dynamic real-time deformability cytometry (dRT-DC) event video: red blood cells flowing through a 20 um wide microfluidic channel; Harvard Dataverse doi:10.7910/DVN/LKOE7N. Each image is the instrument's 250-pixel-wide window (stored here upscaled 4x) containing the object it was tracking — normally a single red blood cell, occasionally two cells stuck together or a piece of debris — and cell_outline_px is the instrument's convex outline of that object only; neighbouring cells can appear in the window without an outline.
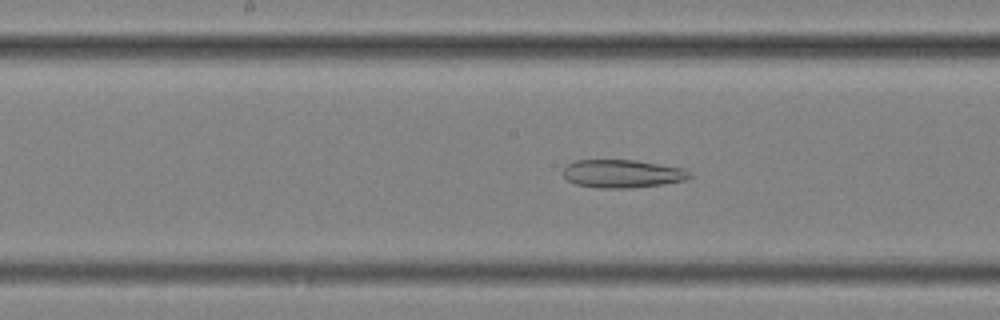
{"species": "common noctule bat (a hibernating species)", "species_latin": "Nyctalus noctula", "temperature_condition": "cold", "stored_images_in_passage": 56, "camera_frame_rate_fps": 3000, "um_per_image_px": 0.085, "animal": {"sex": "female", "body_mass_g": 25.1}, "frame": {"image": 1, "passage_image": 29, "time_ms": 9.333, "image_size_px": [1000, 320], "cell_outline_px": [[692, 176], [684, 180], [664, 184], [632, 188], [600, 188], [576, 184], [568, 180], [564, 176], [564, 168], [568, 164], [576, 160], [636, 160], [684, 168]], "centroid_in_image_um": [52.91, 14.76], "position_along_channel_um": 195.3, "area_um2": 20.63}}
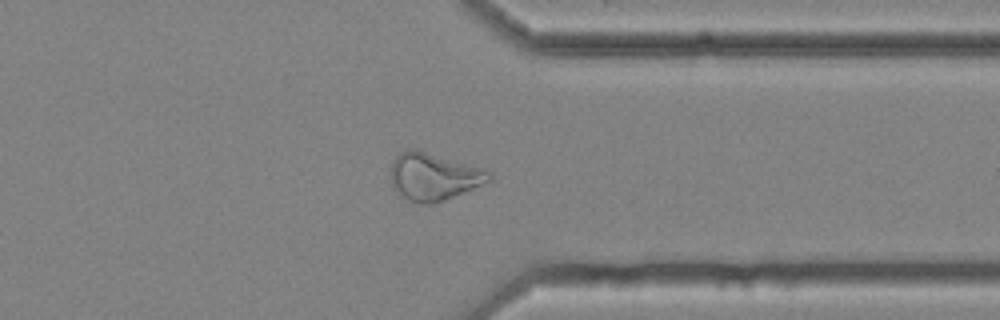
{"frame": {"image": 2, "passage_image": 44, "time_ms": 14.333, "image_size_px": [1000, 320], "cell_outline_px": [[492, 180], [432, 204], [420, 204], [408, 200], [400, 196], [392, 188], [392, 160], [400, 152], [408, 148], [416, 148], [484, 168], [492, 172]], "centroid_in_image_um": [36.84, 14.98], "position_along_channel_um": 374.6, "area_um2": 27.28}}
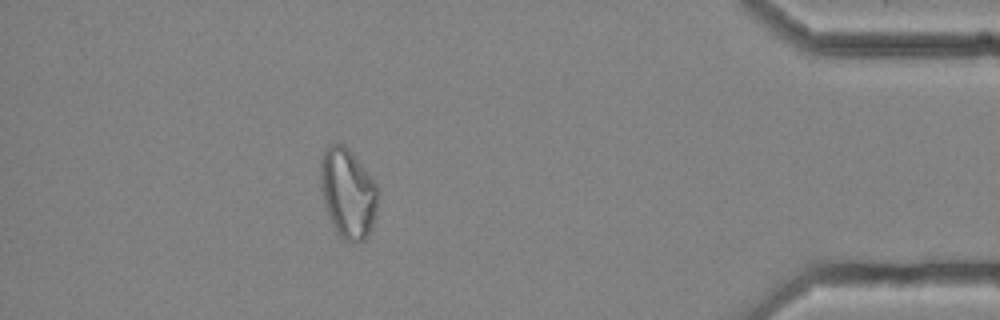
{"frame": {"image": 3, "passage_image": 50, "time_ms": 16.333, "image_size_px": [1000, 320], "cell_outline_px": [[376, 216], [372, 228], [368, 236], [364, 240], [344, 240], [336, 232], [328, 212], [320, 188], [320, 160], [324, 152], [332, 144], [344, 144], [348, 148], [376, 184]], "centroid_in_image_um": [29.55, 16.42], "position_along_channel_um": 405.6, "area_um2": 29.36}, "authors_computed_cell_mechanics": {"area_um2": 28.7844, "velocity_mm_per_s": 3.6119, "shape_relaxation_time_tau1_ms": null, "shape_relaxation_time_tau2_ms": 6.1245, "deformation_change_tau1": null, "deformation_change_tau2": 0.1582}}